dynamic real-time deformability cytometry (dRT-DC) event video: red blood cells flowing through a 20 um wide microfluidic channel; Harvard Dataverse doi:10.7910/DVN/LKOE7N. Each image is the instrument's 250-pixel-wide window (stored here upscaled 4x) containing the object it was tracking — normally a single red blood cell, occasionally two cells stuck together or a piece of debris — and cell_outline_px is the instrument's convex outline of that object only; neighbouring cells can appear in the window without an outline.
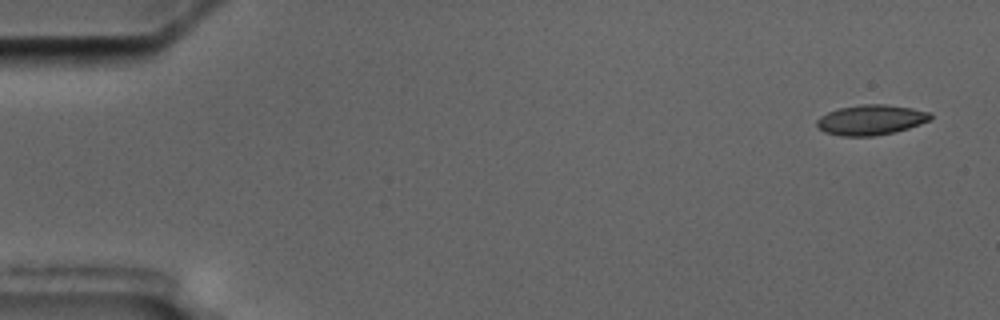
{"species": "common noctule bat (a hibernating species)", "species_latin": "Nyctalus noctula", "temperature_condition": "cold", "stored_images_in_passage": 5, "camera_frame_rate_fps": 3000, "um_per_image_px": 0.085, "animal": {"sex": "male", "body_mass_g": 17.5, "forearm_length_mm": 52.3}, "frame": {"image": 1, "passage_image": 1, "time_ms": 0.0, "image_size_px": [1000, 320], "cell_outline_px": [[932, 116], [928, 120], [920, 124], [908, 128], [892, 132], [872, 136], [840, 136], [824, 132], [816, 124], [816, 120], [820, 116], [836, 108], [860, 104], [888, 104], [912, 108], [928, 112]], "centroid_in_image_um": [73.98, 10.18], "position_along_channel_um": 11.0, "area_um2": 19.94}}
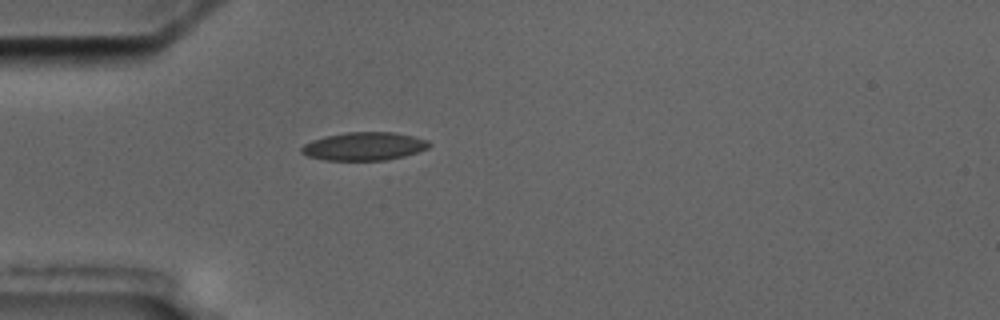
{"frame": {"image": 2, "passage_image": 5, "time_ms": 4.667, "image_size_px": [1000, 320], "cell_outline_px": [[432, 144], [428, 148], [404, 156], [384, 160], [324, 160], [308, 156], [300, 152], [300, 148], [304, 144], [312, 140], [324, 136], [344, 132], [392, 132], [412, 136], [428, 140]], "centroid_in_image_um": [30.92, 12.43], "position_along_channel_um": 54.1, "area_um2": 20.98}}